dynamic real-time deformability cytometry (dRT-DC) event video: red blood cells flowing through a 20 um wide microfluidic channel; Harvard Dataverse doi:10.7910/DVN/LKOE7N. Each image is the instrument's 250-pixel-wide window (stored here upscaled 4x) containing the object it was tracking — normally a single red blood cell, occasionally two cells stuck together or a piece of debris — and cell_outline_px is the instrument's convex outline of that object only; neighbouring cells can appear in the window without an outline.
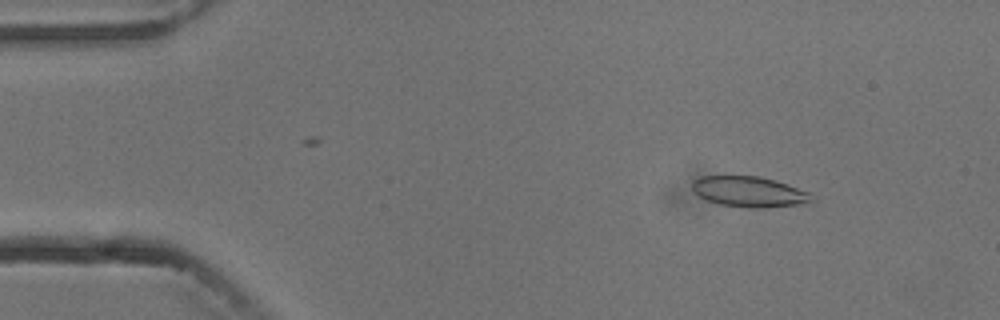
{"species": "common noctule bat (a hibernating species)", "species_latin": "Nyctalus noctula", "temperature_condition": "cold", "stored_images_in_passage": 6, "camera_frame_rate_fps": 3000, "um_per_image_px": 0.085, "animal": {"sex": "male", "body_mass_g": 13.3}, "frame": {"image": 1, "passage_image": 1, "time_ms": 0.0, "image_size_px": [1000, 320], "cell_outline_px": [[816, 200], [812, 204], [764, 208], [748, 208], [720, 204], [708, 200], [692, 192], [692, 180], [700, 176], [760, 176], [776, 180], [788, 184], [808, 192], [816, 196]], "centroid_in_image_um": [63.77, 16.31], "position_along_channel_um": 21.2, "area_um2": 21.85}}
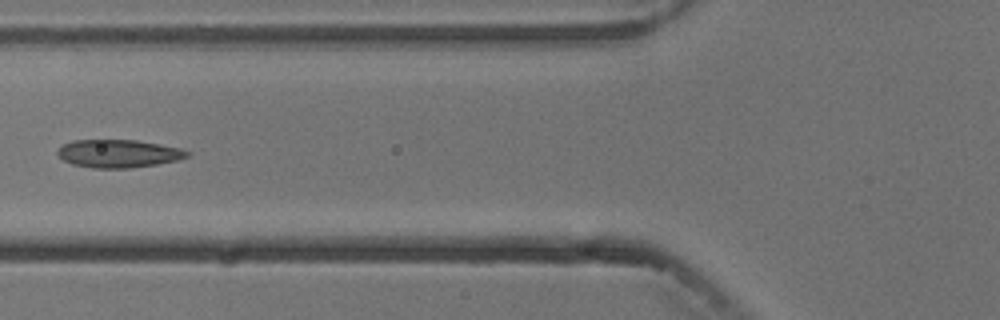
{"frame": {"image": 2, "passage_image": 5, "time_ms": 4.667, "image_size_px": [1000, 320], "cell_outline_px": [[188, 156], [180, 160], [132, 168], [92, 168], [72, 164], [64, 160], [56, 152], [64, 144], [72, 140], [136, 140], [160, 144], [180, 148], [188, 152]], "centroid_in_image_um": [10.07, 13.05], "position_along_channel_um": 115.7, "area_um2": 21.04}}
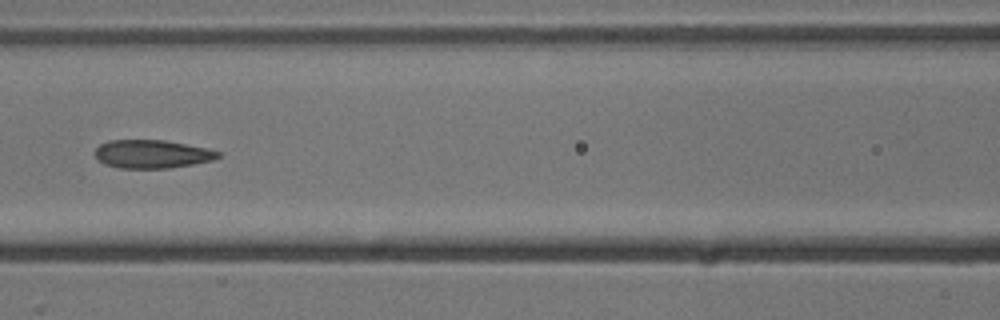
{"frame": {"image": 3, "passage_image": 6, "time_ms": 5.667, "image_size_px": [1000, 320], "cell_outline_px": [[220, 156], [212, 160], [192, 164], [168, 168], [116, 168], [104, 164], [96, 156], [96, 148], [100, 144], [108, 140], [164, 140], [208, 148], [220, 152]], "centroid_in_image_um": [12.91, 13.09], "position_along_channel_um": 153.7, "area_um2": 20.23}}